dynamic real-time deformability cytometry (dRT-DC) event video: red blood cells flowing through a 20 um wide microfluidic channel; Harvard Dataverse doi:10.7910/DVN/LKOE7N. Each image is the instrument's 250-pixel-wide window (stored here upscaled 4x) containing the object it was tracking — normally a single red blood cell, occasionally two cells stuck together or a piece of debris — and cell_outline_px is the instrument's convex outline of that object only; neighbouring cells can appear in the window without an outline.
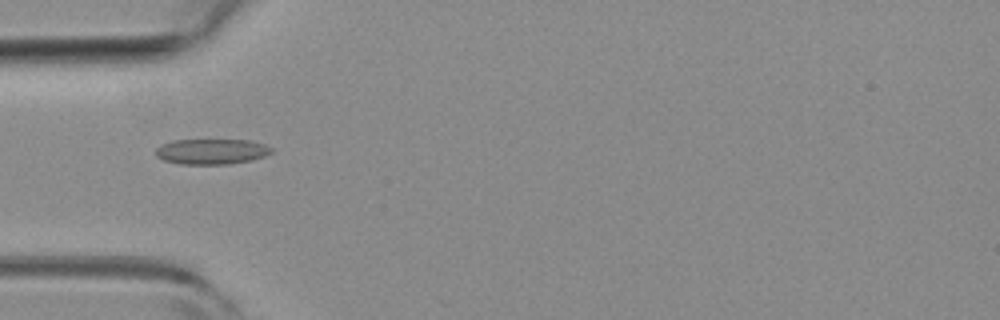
{"species": "common noctule bat (a hibernating species)", "species_latin": "Nyctalus noctula", "temperature_condition": "room temperature", "stored_images_in_passage": 3, "camera_frame_rate_fps": 3000, "um_per_image_px": 0.085, "animal": {"sex": "female", "body_mass_g": 19.3, "forearm_length_mm": 54.1}, "frame": {"image": 1, "passage_image": 3, "time_ms": 0.667, "image_size_px": [1000, 320], "cell_outline_px": [[272, 152], [264, 156], [252, 160], [228, 164], [180, 164], [164, 160], [156, 156], [156, 148], [160, 144], [172, 140], [252, 140], [264, 144], [272, 148]], "centroid_in_image_um": [17.97, 12.87], "position_along_channel_um": 67.0, "area_um2": 17.22}}